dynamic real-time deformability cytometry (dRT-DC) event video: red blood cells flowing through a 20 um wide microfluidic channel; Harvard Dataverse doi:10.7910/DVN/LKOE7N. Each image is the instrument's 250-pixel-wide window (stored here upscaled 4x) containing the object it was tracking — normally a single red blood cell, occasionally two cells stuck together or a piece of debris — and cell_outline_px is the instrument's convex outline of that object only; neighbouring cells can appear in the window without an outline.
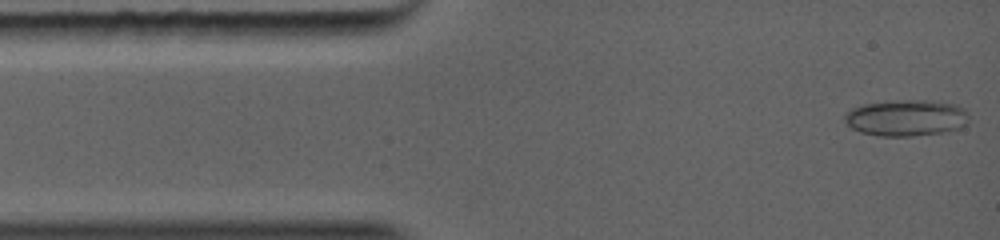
{"species": "common noctule bat (a hibernating species)", "species_latin": "Nyctalus noctula", "temperature_condition": "warm", "stored_images_in_passage": 8, "camera_frame_rate_fps": 5000, "um_per_image_px": 0.085, "animal": {"sex": "female", "body_mass_g": 19.0, "forearm_length_mm": 56.7}, "frame": {"image": 1, "passage_image": 1, "time_ms": 0.0, "image_size_px": [1000, 240], "cell_outline_px": [[948, 108], [932, 132], [892, 136], [864, 132], [856, 128], [848, 120], [852, 112], [868, 104], [896, 100], [924, 100], [940, 104]], "centroid_in_image_um": [76.35, 9.98], "position_along_channel_um": 8.7, "area_um2": 19.77}}
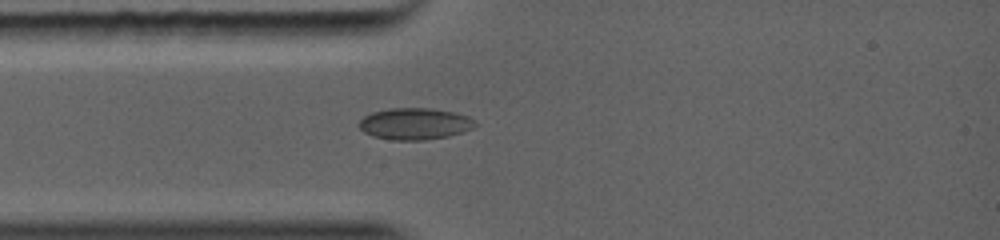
{"frame": {"image": 2, "passage_image": 6, "time_ms": 2.2, "image_size_px": [1000, 240], "cell_outline_px": [[464, 116], [456, 132], [444, 136], [424, 140], [396, 140], [376, 136], [360, 128], [360, 120], [364, 116], [372, 112], [388, 108], [432, 108]], "centroid_in_image_um": [34.92, 10.5], "position_along_channel_um": 50.1, "area_um2": 19.31}}
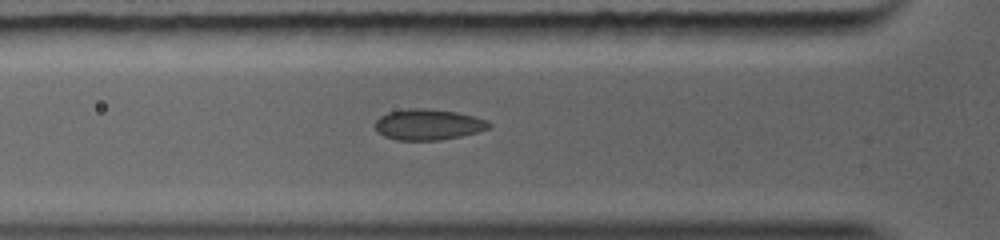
{"frame": {"image": 3, "passage_image": 8, "time_ms": 3.0, "image_size_px": [1000, 240], "cell_outline_px": [[488, 128], [456, 136], [436, 140], [400, 140], [388, 136], [380, 132], [376, 128], [376, 120], [388, 112], [408, 108], [424, 108], [452, 112], [484, 120], [488, 124]], "centroid_in_image_um": [36.3, 10.57], "position_along_channel_um": 89.5, "area_um2": 19.31}}